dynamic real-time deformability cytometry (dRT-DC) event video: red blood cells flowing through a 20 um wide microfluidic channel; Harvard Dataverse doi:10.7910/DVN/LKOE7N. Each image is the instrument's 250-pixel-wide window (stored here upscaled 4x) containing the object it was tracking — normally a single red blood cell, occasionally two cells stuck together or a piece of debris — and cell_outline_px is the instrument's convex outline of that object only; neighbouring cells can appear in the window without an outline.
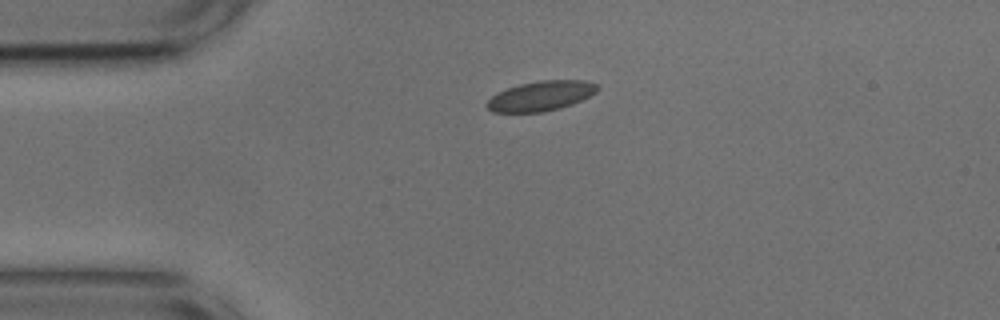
{"species": "common noctule bat (a hibernating species)", "species_latin": "Nyctalus noctula", "temperature_condition": "cold", "stored_images_in_passage": 43, "camera_frame_rate_fps": 3000, "um_per_image_px": 0.085, "animal": {"sex": "male", "body_mass_g": 17.9, "forearm_length_mm": 54.2}, "frame": {"image": 1, "passage_image": 1, "time_ms": 0.0, "image_size_px": [1000, 320], "cell_outline_px": [[600, 88], [596, 92], [572, 104], [560, 108], [544, 112], [492, 112], [484, 104], [492, 96], [508, 88], [520, 84], [540, 80], [588, 80], [600, 84]], "centroid_in_image_um": [46.01, 8.15], "position_along_channel_um": 39.0, "area_um2": 19.25}}
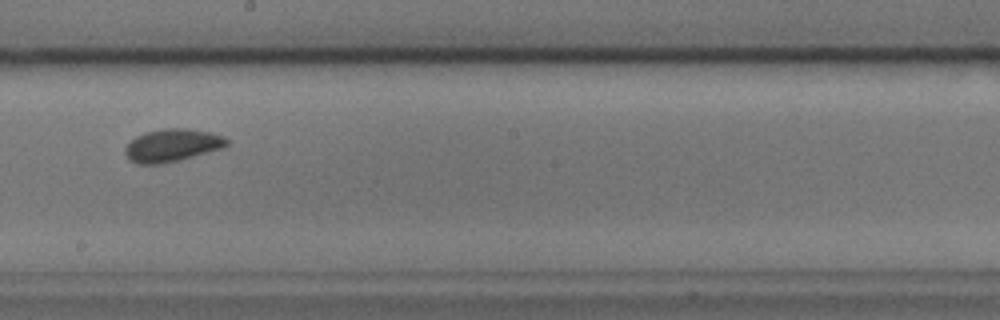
{"frame": {"image": 2, "passage_image": 19, "time_ms": 6.0, "image_size_px": [1000, 320], "cell_outline_px": [[228, 144], [224, 148], [180, 160], [160, 164], [136, 164], [128, 160], [124, 152], [124, 148], [136, 136], [144, 132], [164, 128], [188, 128], [212, 132], [224, 136], [228, 140]], "centroid_in_image_um": [14.64, 12.35], "position_along_channel_um": 233.6, "area_um2": 19.71}}
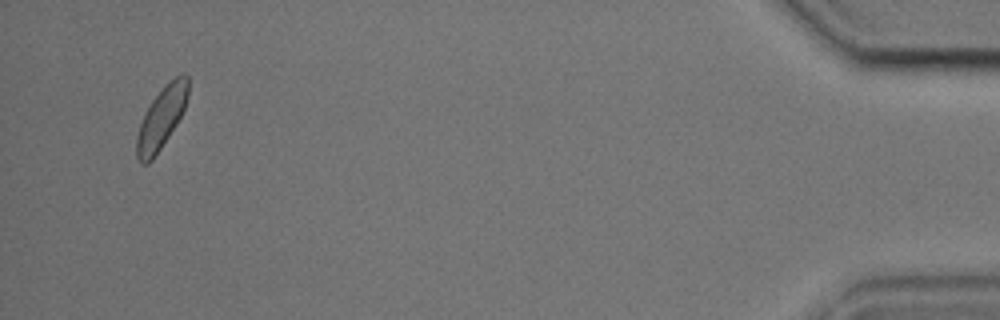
{"frame": {"image": 3, "passage_image": 41, "time_ms": 13.333, "image_size_px": [1000, 320], "cell_outline_px": [[188, 96], [184, 108], [176, 124], [152, 160], [148, 164], [140, 164], [136, 156], [136, 136], [140, 124], [152, 100], [164, 84], [180, 72], [184, 72], [188, 76]], "centroid_in_image_um": [13.72, 9.99], "position_along_channel_um": 421.5, "area_um2": 18.38}, "authors_computed_cell_mechanics": {"area_um2": 18.7272, "velocity_mm_per_s": 3.666, "shape_relaxation_time_tau1_ms": 2.2559, "shape_relaxation_time_tau2_ms": 0.8678, "deformation_change_tau1": 0.0552, "deformation_change_tau2": 0.0352}}